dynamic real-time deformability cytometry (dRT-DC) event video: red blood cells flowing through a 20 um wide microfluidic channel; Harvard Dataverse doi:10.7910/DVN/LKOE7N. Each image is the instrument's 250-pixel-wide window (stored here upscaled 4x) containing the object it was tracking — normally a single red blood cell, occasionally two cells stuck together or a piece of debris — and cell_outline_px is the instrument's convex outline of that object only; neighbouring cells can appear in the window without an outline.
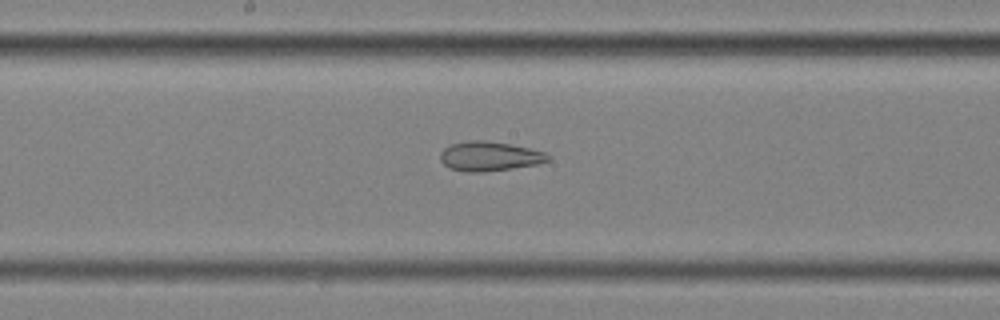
{"species": "common noctule bat (a hibernating species)", "species_latin": "Nyctalus noctula", "temperature_condition": "cold", "stored_images_in_passage": 53, "camera_frame_rate_fps": 3000, "um_per_image_px": 0.085, "animal": {"sex": "female", "body_mass_g": 25.1}, "frame": {"image": 1, "passage_image": 31, "time_ms": 10.0, "image_size_px": [1000, 320], "cell_outline_px": [[552, 156], [548, 160], [536, 164], [512, 168], [484, 172], [464, 172], [448, 168], [440, 160], [440, 152], [444, 148], [452, 144], [468, 140], [484, 140], [508, 144], [528, 148], [544, 152]], "centroid_in_image_um": [41.56, 13.29], "position_along_channel_um": 206.6, "area_um2": 18.44}}
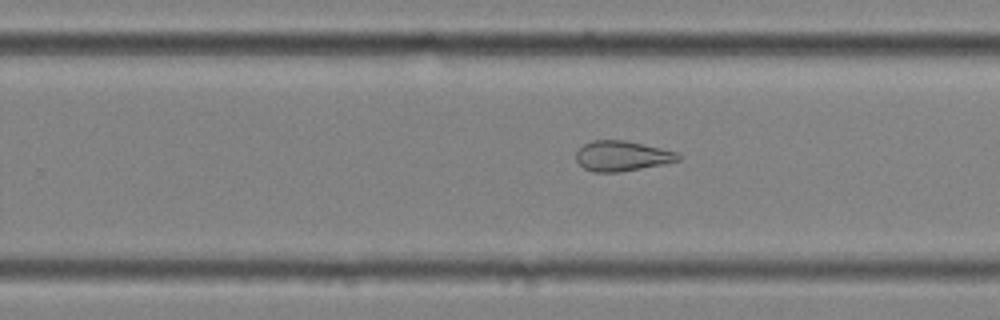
{"frame": {"image": 2, "passage_image": 37, "time_ms": 12.0, "image_size_px": [1000, 320], "cell_outline_px": [[680, 160], [664, 164], [620, 172], [592, 172], [584, 168], [576, 160], [576, 152], [584, 144], [592, 140], [624, 140], [660, 148], [676, 152], [680, 156]], "centroid_in_image_um": [52.85, 13.26], "position_along_channel_um": 277.0, "area_um2": 17.86}}
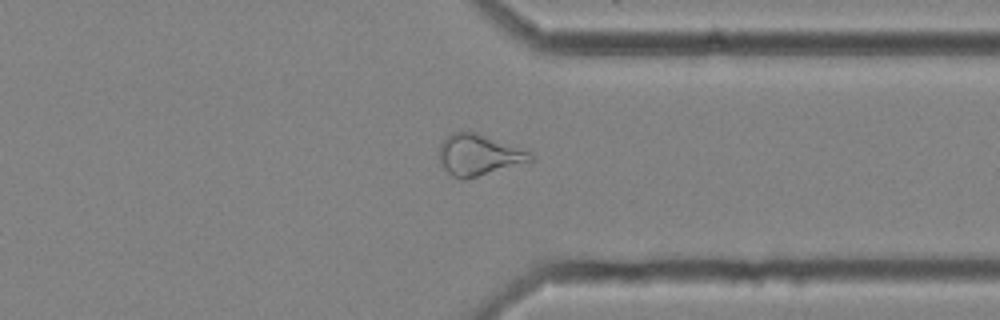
{"frame": {"image": 3, "passage_image": 45, "time_ms": 14.667, "image_size_px": [1000, 320], "cell_outline_px": [[536, 160], [464, 180], [460, 180], [452, 176], [444, 168], [440, 160], [440, 144], [452, 132], [476, 132], [532, 152], [536, 156]], "centroid_in_image_um": [40.74, 13.18], "position_along_channel_um": 370.7, "area_um2": 21.85}, "authors_computed_cell_mechanics": {"area_um2": 23.698, "velocity_mm_per_s": 3.531, "shape_relaxation_time_tau1_ms": null, "shape_relaxation_time_tau2_ms": 5.0022, "deformation_change_tau1": null, "deformation_change_tau2": 0.152}}